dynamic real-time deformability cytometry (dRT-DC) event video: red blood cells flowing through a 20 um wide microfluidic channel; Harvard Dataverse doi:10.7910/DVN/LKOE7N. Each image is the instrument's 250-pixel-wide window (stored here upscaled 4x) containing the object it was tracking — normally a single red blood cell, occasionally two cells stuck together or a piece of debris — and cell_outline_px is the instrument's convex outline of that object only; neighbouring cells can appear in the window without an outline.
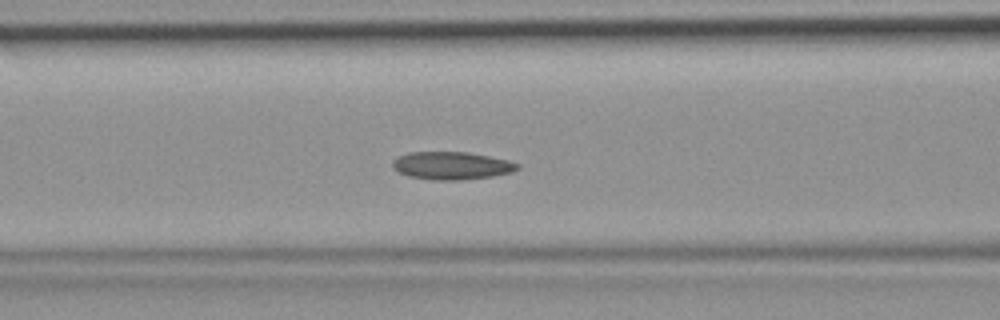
{"species": "common noctule bat (a hibernating species)", "species_latin": "Nyctalus noctula", "temperature_condition": "room temperature", "stored_images_in_passage": 45, "segment_of_instrument_passage": [1, 2], "camera_frame_rate_fps": 3000, "um_per_image_px": 0.085, "animal": {"sex": "female", "body_mass_g": 19.9}, "frame": {"image": 1, "passage_image": 16, "time_ms": 5.0, "image_size_px": [1000, 320], "cell_outline_px": [[520, 168], [512, 172], [492, 176], [460, 180], [432, 180], [408, 176], [392, 168], [392, 164], [400, 156], [408, 152], [468, 152], [508, 160], [520, 164]], "centroid_in_image_um": [38.42, 14.08], "position_along_channel_um": 128.2, "area_um2": 20.11}}
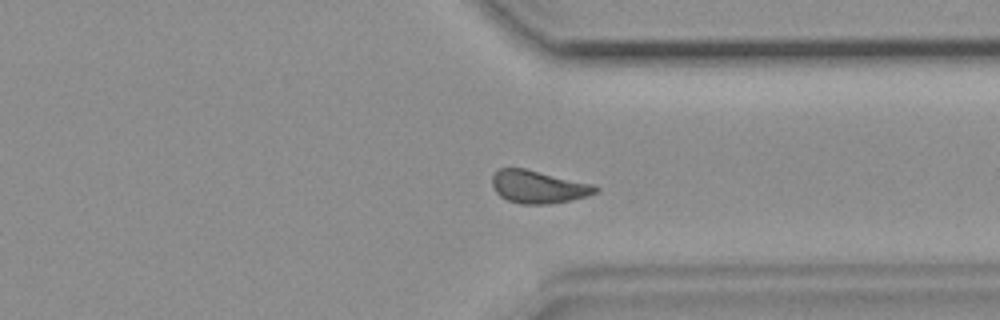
{"frame": {"image": 2, "passage_image": 33, "time_ms": 10.667, "image_size_px": [1000, 320], "cell_outline_px": [[600, 188], [596, 192], [588, 196], [548, 204], [520, 204], [508, 200], [500, 196], [496, 192], [492, 184], [492, 176], [500, 168], [524, 168], [596, 184]], "centroid_in_image_um": [45.78, 15.87], "position_along_channel_um": 365.6, "area_um2": 19.77}}
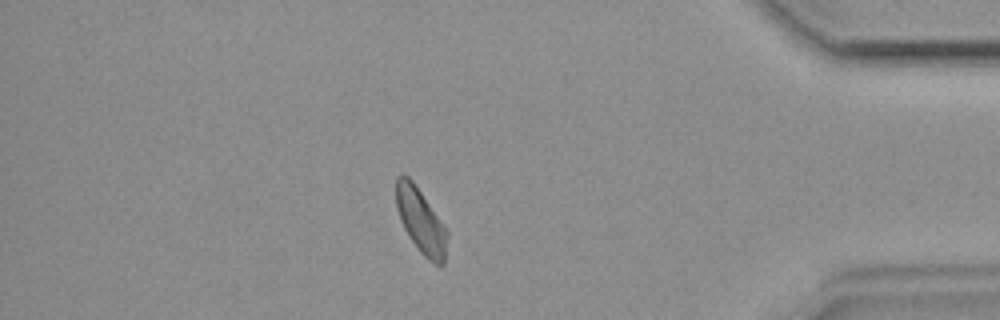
{"frame": {"image": 3, "passage_image": 38, "time_ms": 12.333, "image_size_px": [1000, 320], "cell_outline_px": [[448, 236], [444, 264], [436, 264], [428, 260], [420, 252], [404, 228], [400, 220], [396, 208], [396, 176], [408, 176], [412, 180], [448, 232]], "centroid_in_image_um": [35.76, 18.8], "position_along_channel_um": 399.4, "area_um2": 18.84}}